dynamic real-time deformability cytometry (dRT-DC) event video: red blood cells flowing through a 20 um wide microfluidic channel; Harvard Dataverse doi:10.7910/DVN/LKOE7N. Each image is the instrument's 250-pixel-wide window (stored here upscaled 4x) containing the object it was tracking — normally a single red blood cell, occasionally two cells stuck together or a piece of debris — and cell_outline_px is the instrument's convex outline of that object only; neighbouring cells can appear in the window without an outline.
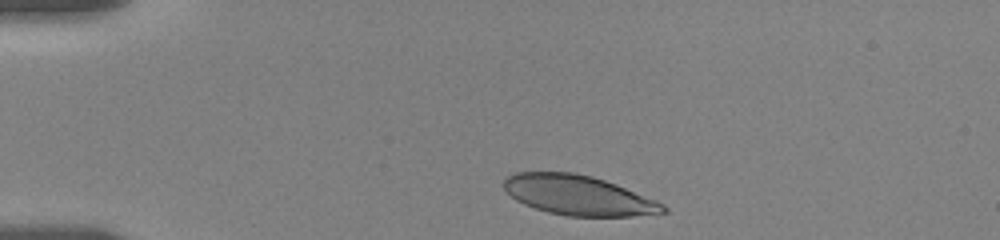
{"species": "human", "species_latin": "Homo sapiens", "temperature_condition": "room temperature", "stored_images_in_passage": 17, "camera_frame_rate_fps": 3000, "um_per_image_px": 0.085, "donor": {"sex": "female"}, "frame": {"image": 1, "passage_image": 1, "time_ms": 0.0, "image_size_px": [1000, 240], "cell_outline_px": [[668, 212], [632, 216], [568, 216], [548, 212], [524, 204], [516, 200], [504, 188], [504, 176], [516, 172], [572, 172], [592, 176], [616, 184], [656, 200], [664, 204], [668, 208]], "centroid_in_image_um": [49.16, 16.59], "position_along_channel_um": 35.8, "area_um2": 36.88}}
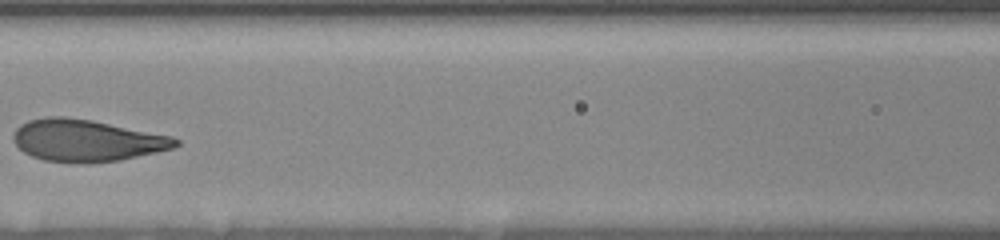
{"frame": {"image": 2, "passage_image": 7, "time_ms": 5.0, "image_size_px": [1000, 240], "cell_outline_px": [[180, 144], [176, 148], [120, 160], [88, 164], [44, 160], [32, 156], [24, 152], [12, 140], [12, 136], [16, 128], [20, 124], [28, 120], [44, 116], [64, 116], [92, 120], [172, 136], [180, 140]], "centroid_in_image_um": [7.37, 11.94], "position_along_channel_um": 159.2, "area_um2": 40.0}}
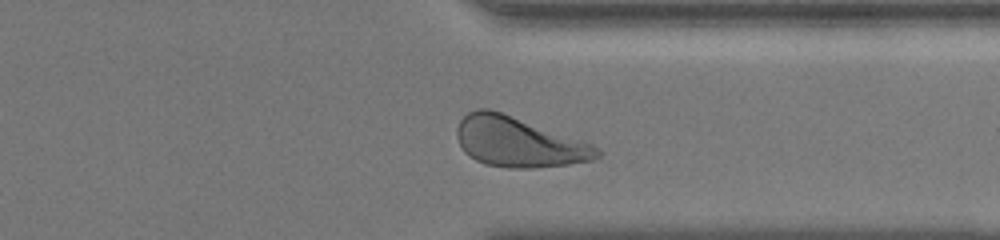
{"frame": {"image": 3, "passage_image": 16, "time_ms": 11.0, "image_size_px": [1000, 240], "cell_outline_px": [[600, 156], [596, 160], [568, 164], [532, 168], [508, 168], [484, 164], [468, 156], [464, 152], [456, 136], [456, 128], [460, 120], [468, 112], [476, 108], [488, 108], [500, 112], [592, 144], [600, 148]], "centroid_in_image_um": [44.05, 12.09], "position_along_channel_um": 367.4, "area_um2": 40.63}, "authors_computed_cell_mechanics": {"area_um2": 39.3618, "velocity_mm_per_s": 3.4636, "shape_relaxation_time_tau1_ms": 2.6353, "shape_relaxation_time_tau2_ms": null, "deformation_change_tau1": 0.1245, "deformation_change_tau2": null}}